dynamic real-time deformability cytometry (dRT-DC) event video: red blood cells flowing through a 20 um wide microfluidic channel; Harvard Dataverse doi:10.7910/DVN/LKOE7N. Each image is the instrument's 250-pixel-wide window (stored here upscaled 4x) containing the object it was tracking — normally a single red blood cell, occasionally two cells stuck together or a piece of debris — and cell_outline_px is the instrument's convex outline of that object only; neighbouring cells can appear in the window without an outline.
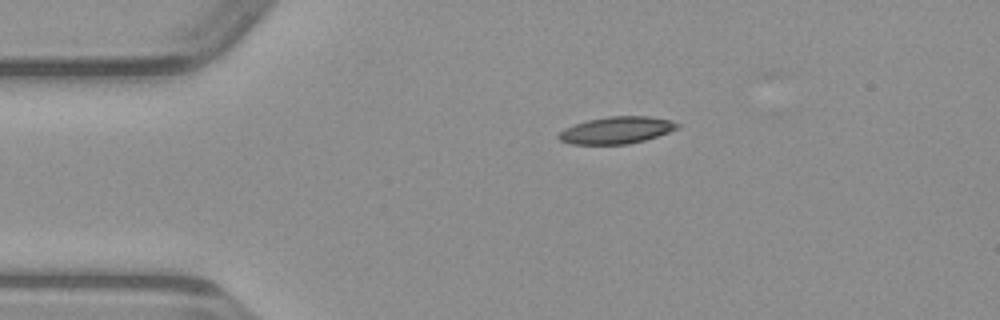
{"species": "common noctule bat (a hibernating species)", "species_latin": "Nyctalus noctula", "temperature_condition": "warm", "stored_images_in_passage": 40, "camera_frame_rate_fps": 3000, "um_per_image_px": 0.085, "animal": {"sex": "male", "body_mass_g": 23.1, "forearm_length_mm": 52.7}, "frame": {"image": 1, "passage_image": 1, "time_ms": 0.0, "image_size_px": [1000, 320], "cell_outline_px": [[680, 128], [644, 140], [628, 144], [568, 144], [560, 140], [556, 136], [560, 132], [576, 124], [588, 120], [608, 116], [648, 116], [672, 120], [680, 124]], "centroid_in_image_um": [52.44, 11.06], "position_along_channel_um": 32.6, "area_um2": 18.55}}
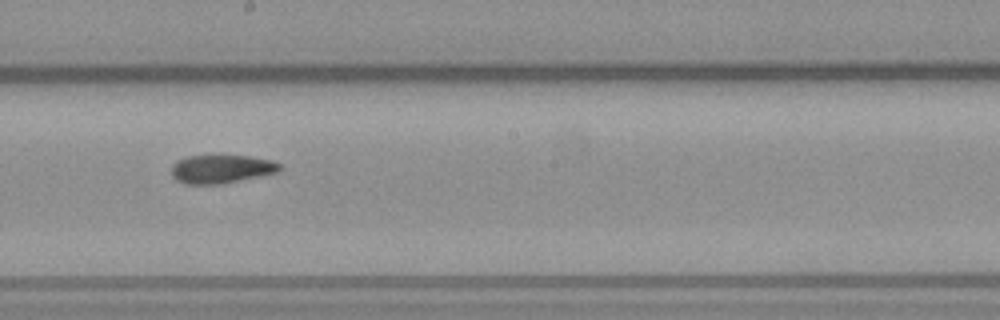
{"frame": {"image": 2, "passage_image": 18, "time_ms": 5.667, "image_size_px": [1000, 320], "cell_outline_px": [[284, 168], [280, 172], [220, 184], [184, 184], [176, 180], [172, 176], [172, 164], [176, 160], [188, 156], [212, 152], [220, 152], [252, 156], [272, 160], [284, 164]], "centroid_in_image_um": [18.85, 14.3], "position_along_channel_um": 229.3, "area_um2": 19.25}}
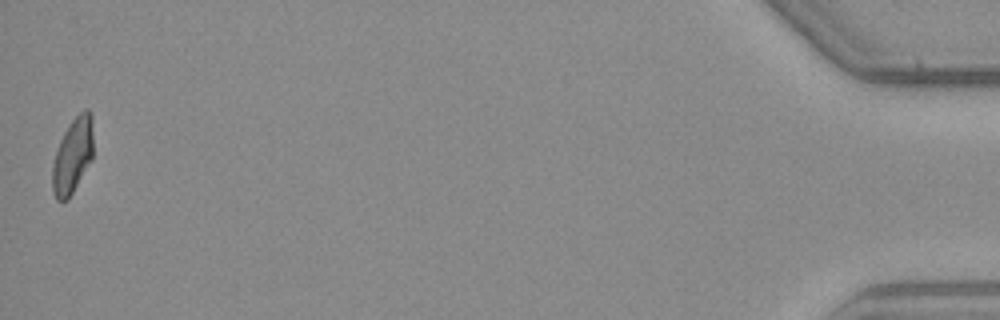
{"frame": {"image": 3, "passage_image": 40, "time_ms": 13.0, "image_size_px": [1000, 320], "cell_outline_px": [[92, 160], [68, 200], [56, 200], [52, 192], [52, 164], [60, 140], [68, 124], [84, 108], [88, 108], [92, 112]], "centroid_in_image_um": [6.17, 13.22], "position_along_channel_um": 429.0, "area_um2": 18.09}}